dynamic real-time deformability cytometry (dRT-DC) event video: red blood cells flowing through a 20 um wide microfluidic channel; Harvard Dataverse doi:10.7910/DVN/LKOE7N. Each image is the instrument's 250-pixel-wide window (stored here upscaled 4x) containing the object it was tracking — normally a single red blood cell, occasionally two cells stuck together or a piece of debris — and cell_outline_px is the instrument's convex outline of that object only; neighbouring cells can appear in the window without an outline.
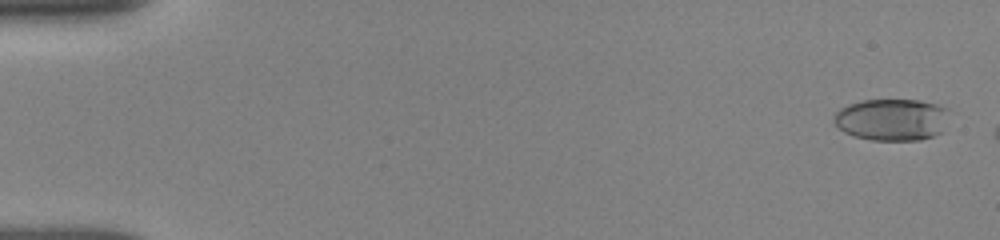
{"species": "human", "species_latin": "Homo sapiens", "temperature_condition": "room temperature", "stored_images_in_passage": 11, "camera_frame_rate_fps": 3000, "um_per_image_px": 0.085, "donor": {"sex": "female"}, "frame": {"image": 1, "passage_image": 3, "time_ms": 0.333, "image_size_px": [1000, 240], "cell_outline_px": [[948, 112], [940, 132], [932, 136], [920, 140], [872, 140], [852, 136], [844, 132], [836, 124], [836, 112], [840, 108], [848, 104], [860, 100], [920, 100], [936, 104], [948, 108]], "centroid_in_image_um": [75.79, 10.16], "position_along_channel_um": 9.2, "area_um2": 27.92}}